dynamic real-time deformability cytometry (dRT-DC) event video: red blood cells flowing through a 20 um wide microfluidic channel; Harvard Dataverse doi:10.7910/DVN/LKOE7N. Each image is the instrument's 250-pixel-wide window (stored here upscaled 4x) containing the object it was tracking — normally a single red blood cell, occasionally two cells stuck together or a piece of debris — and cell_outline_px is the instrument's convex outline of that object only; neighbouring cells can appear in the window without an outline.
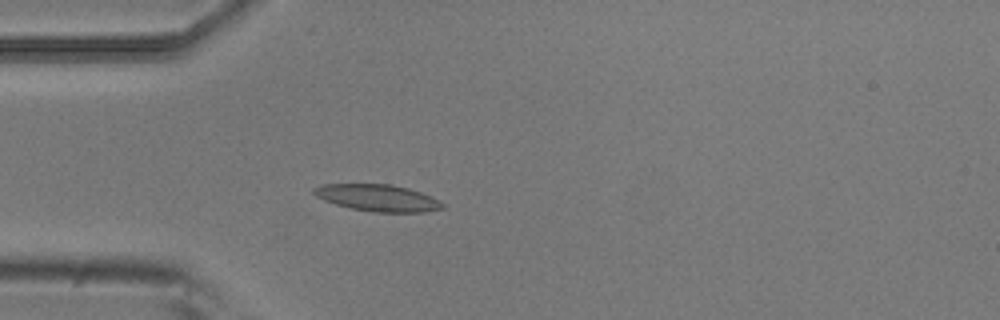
{"species": "common noctule bat (a hibernating species)", "species_latin": "Nyctalus noctula", "temperature_condition": "room temperature", "stored_images_in_passage": 4, "camera_frame_rate_fps": 3000, "um_per_image_px": 0.085, "animal": {"sex": "male", "body_mass_g": 20.5, "forearm_length_mm": 52.5}, "frame": {"image": 1, "passage_image": 4, "time_ms": 1.0, "image_size_px": [1000, 320], "cell_outline_px": [[444, 208], [424, 212], [372, 212], [352, 208], [336, 204], [324, 200], [316, 196], [312, 192], [312, 188], [320, 184], [392, 184], [408, 188], [420, 192], [440, 200], [444, 204]], "centroid_in_image_um": [32.1, 16.81], "position_along_channel_um": 52.9, "area_um2": 20.11}}